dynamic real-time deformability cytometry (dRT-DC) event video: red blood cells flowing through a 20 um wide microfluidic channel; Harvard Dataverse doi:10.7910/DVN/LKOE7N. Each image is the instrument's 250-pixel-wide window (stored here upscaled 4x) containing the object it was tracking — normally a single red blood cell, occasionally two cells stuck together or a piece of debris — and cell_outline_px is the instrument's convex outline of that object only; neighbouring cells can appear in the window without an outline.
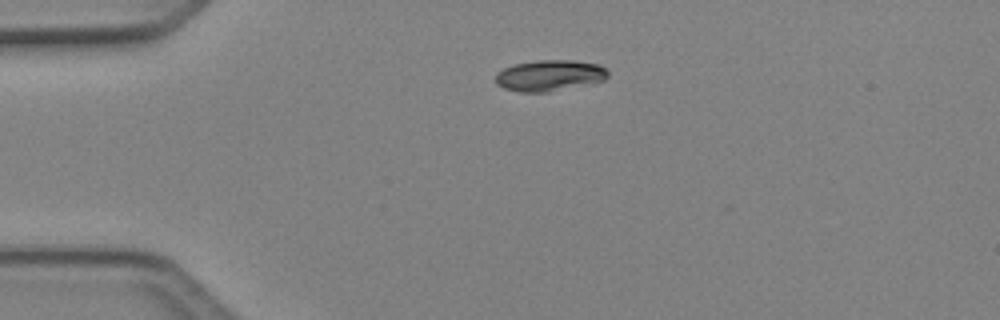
{"species": "Egyptian fruit bat (a non-hibernating species)", "species_latin": "Rousettus aegyptiacus", "temperature_condition": "cold", "stored_images_in_passage": 2, "camera_frame_rate_fps": 3000, "um_per_image_px": 0.085, "animal": {"sex": "female"}, "frame": {"image": 1, "passage_image": 2, "time_ms": 0.333, "image_size_px": [1000, 320], "cell_outline_px": [[608, 76], [604, 80], [592, 84], [548, 92], [520, 92], [504, 88], [496, 84], [496, 72], [512, 64], [536, 60], [576, 60], [600, 64], [608, 72]], "centroid_in_image_um": [46.72, 6.41], "position_along_channel_um": 38.3, "area_um2": 20.69}}